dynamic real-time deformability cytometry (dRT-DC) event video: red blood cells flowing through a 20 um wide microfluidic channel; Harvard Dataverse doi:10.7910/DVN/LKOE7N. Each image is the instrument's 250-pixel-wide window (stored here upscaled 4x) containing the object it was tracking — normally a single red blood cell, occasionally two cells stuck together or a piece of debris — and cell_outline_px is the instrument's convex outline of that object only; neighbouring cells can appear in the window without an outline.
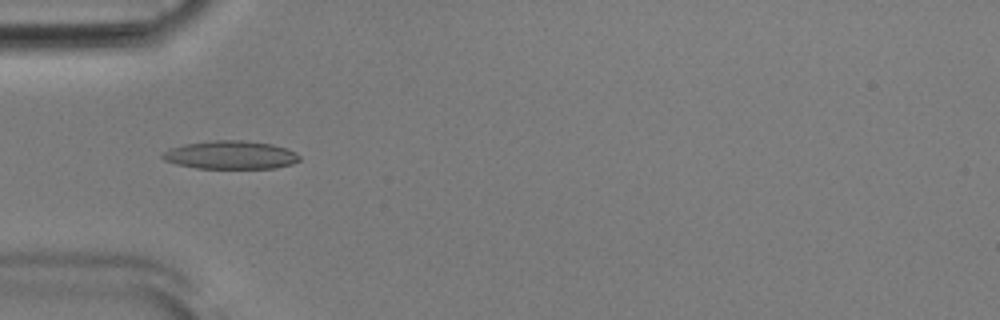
{"species": "Egyptian fruit bat (a non-hibernating species)", "species_latin": "Rousettus aegyptiacus", "temperature_condition": "room temperature", "stored_images_in_passage": 52, "camera_frame_rate_fps": 3000, "um_per_image_px": 0.085, "animal": {"sex": "male"}, "frame": {"image": 1, "passage_image": 17, "time_ms": 5.333, "image_size_px": [1000, 320], "cell_outline_px": [[300, 160], [292, 164], [276, 168], [196, 168], [176, 164], [164, 160], [160, 156], [168, 148], [184, 144], [212, 140], [244, 140], [272, 144], [296, 152], [300, 156]], "centroid_in_image_um": [19.58, 13.17], "position_along_channel_um": 65.4, "area_um2": 22.66}}
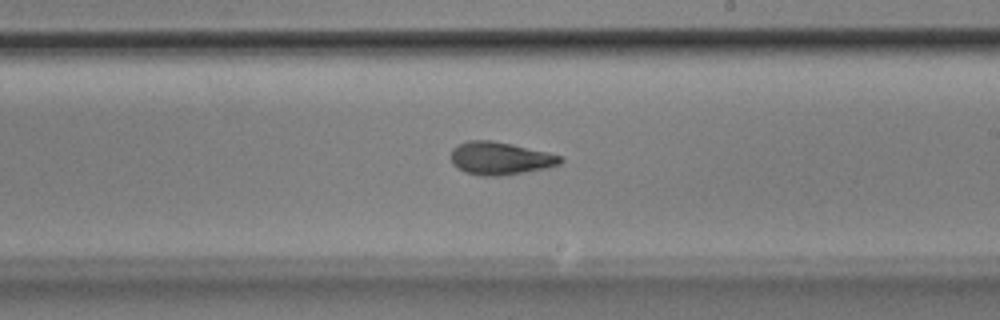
{"frame": {"image": 2, "passage_image": 31, "time_ms": 10.0, "image_size_px": [1000, 320], "cell_outline_px": [[564, 160], [560, 164], [544, 168], [524, 172], [500, 176], [480, 176], [464, 172], [456, 168], [452, 164], [452, 148], [468, 140], [492, 140], [512, 144], [548, 152], [560, 156]], "centroid_in_image_um": [42.49, 13.46], "position_along_channel_um": 246.5, "area_um2": 20.92}}
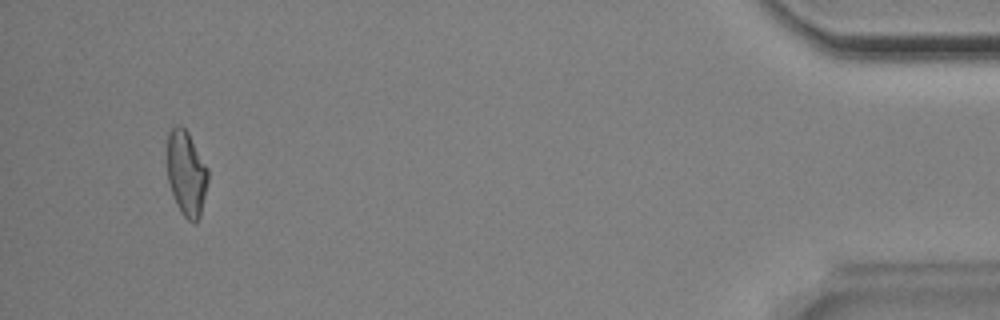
{"frame": {"image": 3, "passage_image": 50, "time_ms": 16.333, "image_size_px": [1000, 320], "cell_outline_px": [[208, 184], [200, 216], [196, 224], [188, 220], [184, 216], [176, 204], [168, 180], [168, 132], [176, 124], [180, 124], [188, 132], [208, 168]], "centroid_in_image_um": [15.86, 14.74], "position_along_channel_um": 419.3, "area_um2": 20.23}, "authors_computed_cell_mechanics": {"area_um2": 20.8658, "velocity_mm_per_s": 3.8975, "shape_relaxation_time_tau1_ms": 7.2942, "shape_relaxation_time_tau2_ms": 2.3545, "deformation_change_tau1": 0.2011, "deformation_change_tau2": 0.0949}}